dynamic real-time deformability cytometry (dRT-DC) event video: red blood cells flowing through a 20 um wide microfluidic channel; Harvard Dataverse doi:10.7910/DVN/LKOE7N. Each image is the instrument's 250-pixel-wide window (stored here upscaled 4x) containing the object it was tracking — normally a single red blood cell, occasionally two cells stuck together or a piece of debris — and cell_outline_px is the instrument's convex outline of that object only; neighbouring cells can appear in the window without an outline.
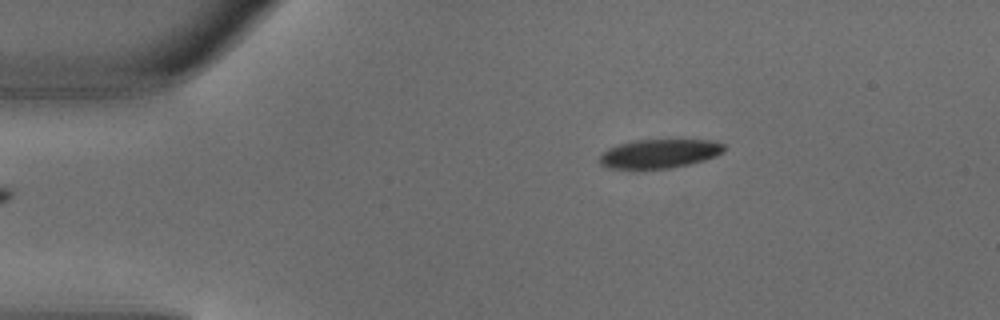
{"species": "common noctule bat (a hibernating species)", "species_latin": "Nyctalus noctula", "temperature_condition": "warm", "stored_images_in_passage": 5, "camera_frame_rate_fps": 3000, "um_per_image_px": 0.085, "animal": {"sex": "male", "body_mass_g": 18.8}, "frame": {"image": 1, "passage_image": 5, "time_ms": 1.333, "image_size_px": [1000, 320], "cell_outline_px": [[724, 152], [716, 156], [704, 160], [688, 164], [668, 168], [608, 168], [600, 164], [596, 160], [608, 148], [620, 144], [636, 140], [716, 140], [724, 144]], "centroid_in_image_um": [56.06, 13.05], "position_along_channel_um": 28.9, "area_um2": 20.87}}